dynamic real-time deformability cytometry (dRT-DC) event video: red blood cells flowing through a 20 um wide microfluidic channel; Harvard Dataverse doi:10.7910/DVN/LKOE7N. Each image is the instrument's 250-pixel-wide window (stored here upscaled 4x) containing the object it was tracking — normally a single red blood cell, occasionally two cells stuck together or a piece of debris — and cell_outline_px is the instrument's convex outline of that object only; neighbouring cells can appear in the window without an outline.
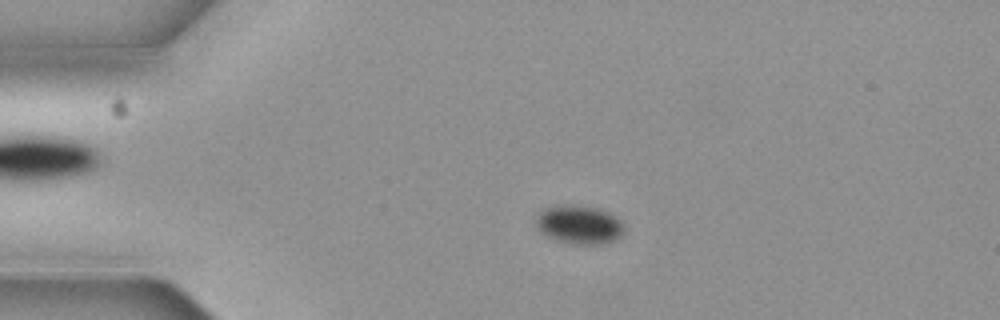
{"species": "common noctule bat (a hibernating species)", "species_latin": "Nyctalus noctula", "temperature_condition": "cold", "stored_images_in_passage": 8, "camera_frame_rate_fps": 3000, "um_per_image_px": 0.085, "animal": {"sex": "female", "body_mass_g": 19.3, "forearm_length_mm": 54.1}, "frame": {"image": 1, "passage_image": 3, "time_ms": 0.667, "image_size_px": [1000, 320], "cell_outline_px": [[624, 232], [616, 240], [600, 244], [568, 244], [556, 240], [540, 232], [536, 228], [536, 216], [544, 208], [568, 204], [572, 204], [600, 208], [616, 216], [624, 224]], "centroid_in_image_um": [49.24, 19.09], "position_along_channel_um": 35.8, "area_um2": 20.17}}
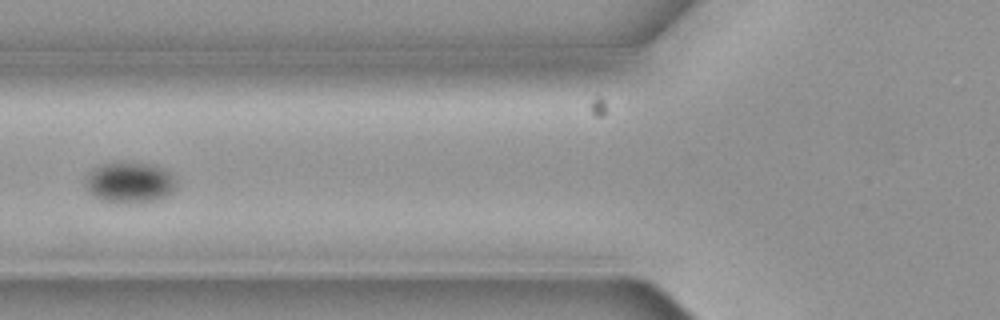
{"frame": {"image": 2, "passage_image": 6, "time_ms": 1.667, "image_size_px": [1000, 320], "cell_outline_px": [[176, 188], [168, 196], [156, 200], [140, 204], [132, 204], [100, 200], [88, 192], [84, 184], [84, 180], [96, 168], [104, 164], [148, 164], [160, 168], [168, 172], [176, 180]], "centroid_in_image_um": [11.04, 15.58], "position_along_channel_um": 114.8, "area_um2": 21.33}}
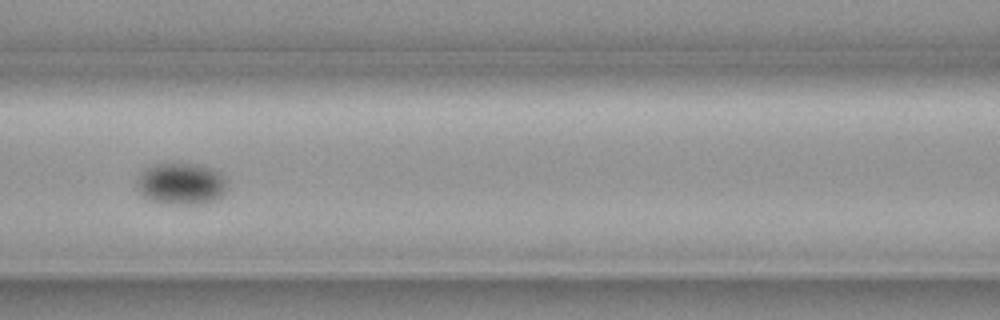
{"frame": {"image": 3, "passage_image": 7, "time_ms": 2.0, "image_size_px": [1000, 320], "cell_outline_px": [[228, 188], [220, 196], [204, 204], [164, 204], [148, 200], [136, 188], [136, 180], [144, 168], [156, 164], [204, 164], [216, 168], [228, 180]], "centroid_in_image_um": [15.42, 15.61], "position_along_channel_um": 151.2, "area_um2": 22.54}}